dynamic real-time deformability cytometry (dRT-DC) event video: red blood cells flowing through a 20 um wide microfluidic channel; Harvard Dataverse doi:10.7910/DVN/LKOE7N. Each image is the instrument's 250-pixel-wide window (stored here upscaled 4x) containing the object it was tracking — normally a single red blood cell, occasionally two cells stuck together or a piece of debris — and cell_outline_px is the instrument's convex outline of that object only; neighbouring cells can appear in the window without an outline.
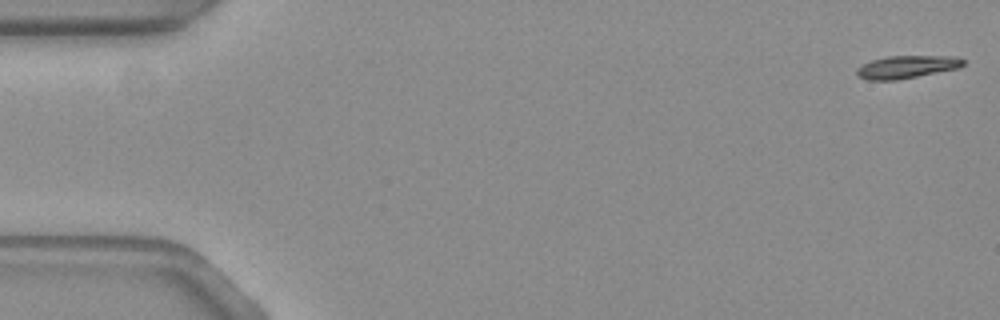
{"species": "common noctule bat (a hibernating species)", "species_latin": "Nyctalus noctula", "temperature_condition": "warm", "stored_images_in_passage": 49, "camera_frame_rate_fps": 3000, "um_per_image_px": 0.085, "animal": {"sex": "female", "body_mass_g": 19.3, "forearm_length_mm": 54.1}, "frame": {"image": 1, "passage_image": 1, "time_ms": 0.0, "image_size_px": [1000, 320], "cell_outline_px": [[964, 64], [960, 68], [896, 80], [868, 80], [860, 76], [856, 72], [856, 68], [872, 60], [888, 56], [956, 56], [964, 60]], "centroid_in_image_um": [77.1, 5.68], "position_along_channel_um": 7.9, "area_um2": 13.99}}
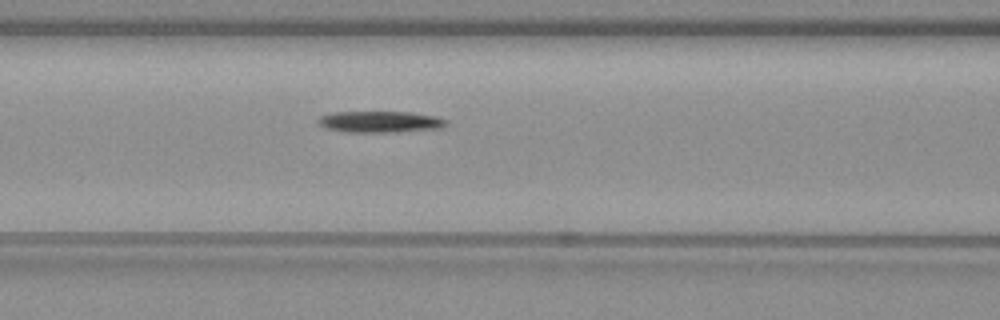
{"frame": {"image": 2, "passage_image": 23, "time_ms": 7.333, "image_size_px": [1000, 320], "cell_outline_px": [[448, 124], [440, 128], [392, 132], [348, 132], [324, 128], [316, 120], [320, 116], [332, 112], [412, 112], [436, 116], [448, 120]], "centroid_in_image_um": [32.31, 10.34], "position_along_channel_um": 134.3, "area_um2": 16.01}}
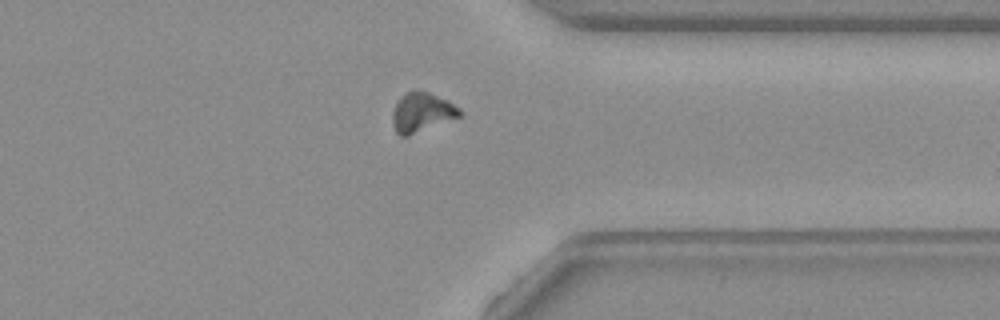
{"frame": {"image": 3, "passage_image": 43, "time_ms": 14.0, "image_size_px": [1000, 320], "cell_outline_px": [[464, 116], [408, 136], [400, 136], [396, 132], [392, 124], [392, 112], [400, 96], [416, 88], [428, 92], [448, 100], [460, 108], [464, 112]], "centroid_in_image_um": [35.89, 9.55], "position_along_channel_um": 375.5, "area_um2": 15.9}}